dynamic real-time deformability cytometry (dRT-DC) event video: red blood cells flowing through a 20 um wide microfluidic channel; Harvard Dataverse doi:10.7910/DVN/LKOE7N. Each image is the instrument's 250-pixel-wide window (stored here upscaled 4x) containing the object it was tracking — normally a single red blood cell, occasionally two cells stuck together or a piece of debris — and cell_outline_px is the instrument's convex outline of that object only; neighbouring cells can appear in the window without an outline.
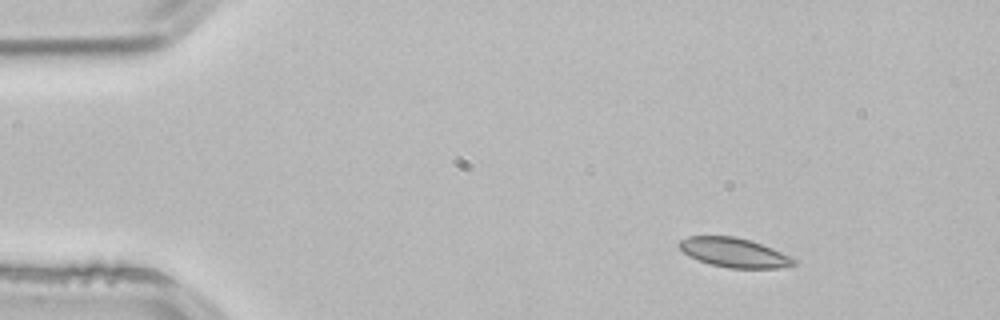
{"species": "common noctule bat (a hibernating species)", "species_latin": "Nyctalus noctula", "temperature_condition": "room temperature", "stored_images_in_passage": 2, "camera_frame_rate_fps": 3000, "um_per_image_px": 0.085, "animal": {"sex": "male", "body_mass_g": 21.5, "forearm_length_mm": 52.0}, "frame": {"image": 1, "passage_image": 1, "time_ms": 0.0, "image_size_px": [1000, 320], "cell_outline_px": [[796, 264], [780, 268], [728, 268], [712, 264], [688, 256], [676, 244], [680, 240], [688, 236], [736, 236], [752, 240], [792, 256], [796, 260]], "centroid_in_image_um": [62.41, 21.46], "position_along_channel_um": 22.6, "area_um2": 19.71}}